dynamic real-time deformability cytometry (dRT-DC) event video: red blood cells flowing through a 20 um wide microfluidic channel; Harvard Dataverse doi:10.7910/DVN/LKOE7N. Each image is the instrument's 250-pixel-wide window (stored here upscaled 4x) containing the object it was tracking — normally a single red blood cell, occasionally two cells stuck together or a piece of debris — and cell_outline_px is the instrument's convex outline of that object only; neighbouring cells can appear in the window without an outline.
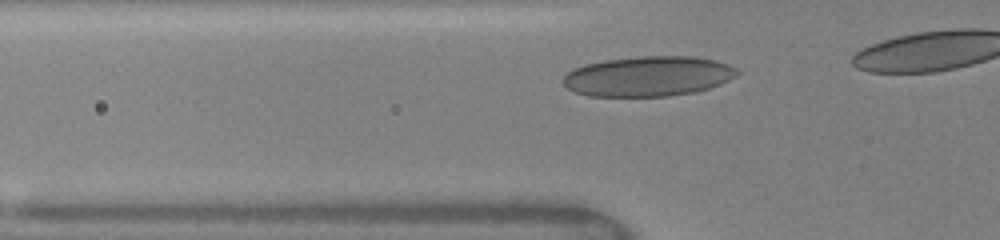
{"species": "human", "species_latin": "Homo sapiens", "temperature_condition": "warm", "stored_images_in_passage": 17, "camera_frame_rate_fps": 3000, "um_per_image_px": 0.085, "donor": {"sex": "female"}, "frame": {"image": 1, "passage_image": 3, "time_ms": 0.333, "image_size_px": [1000, 240], "cell_outline_px": [[740, 72], [736, 76], [720, 84], [708, 88], [692, 92], [668, 96], [588, 96], [576, 92], [568, 88], [564, 84], [564, 76], [568, 72], [584, 64], [604, 60], [640, 56], [696, 56], [716, 60], [728, 64], [736, 68]], "centroid_in_image_um": [55.12, 6.47], "position_along_channel_um": 70.7, "area_um2": 40.58}}
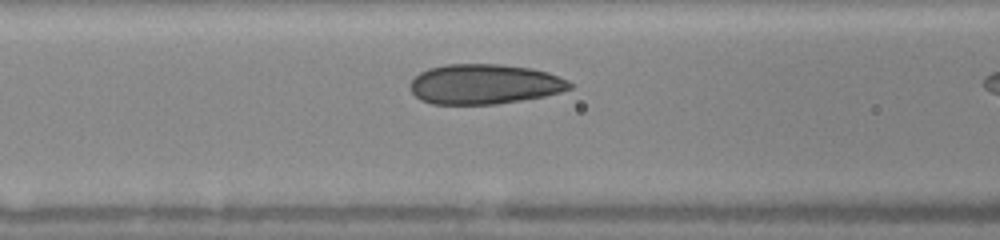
{"frame": {"image": 2, "passage_image": 12, "time_ms": 1.667, "image_size_px": [1000, 240], "cell_outline_px": [[572, 88], [560, 92], [544, 96], [496, 104], [432, 104], [420, 100], [412, 92], [412, 80], [420, 72], [428, 68], [444, 64], [500, 64], [532, 68], [548, 72], [568, 80], [572, 84]], "centroid_in_image_um": [41.19, 7.14], "position_along_channel_um": 125.4, "area_um2": 37.17}}